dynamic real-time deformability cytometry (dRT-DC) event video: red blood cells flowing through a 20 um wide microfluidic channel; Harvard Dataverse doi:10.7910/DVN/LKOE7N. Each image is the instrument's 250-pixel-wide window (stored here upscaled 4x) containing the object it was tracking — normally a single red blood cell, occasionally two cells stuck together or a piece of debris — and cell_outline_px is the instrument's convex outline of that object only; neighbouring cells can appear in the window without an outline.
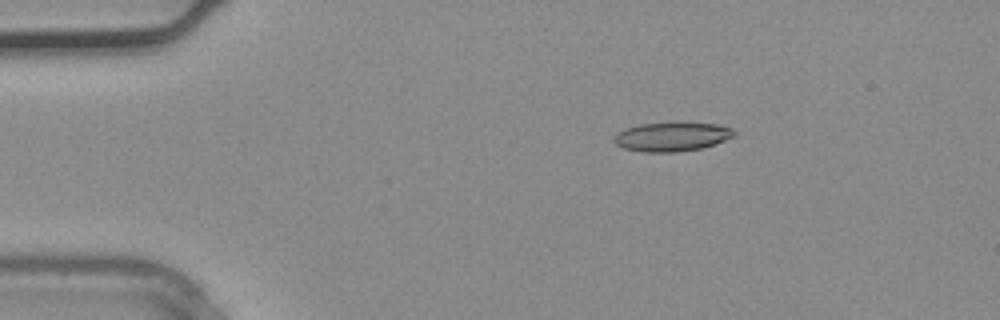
{"species": "common noctule bat (a hibernating species)", "species_latin": "Nyctalus noctula", "temperature_condition": "warm", "stored_images_in_passage": 2, "camera_frame_rate_fps": 3000, "um_per_image_px": 0.085, "animal": {"sex": "male", "body_mass_g": 20.4}, "frame": {"image": 1, "passage_image": 1, "time_ms": 0.0, "image_size_px": [1000, 320], "cell_outline_px": [[736, 136], [716, 144], [700, 148], [676, 152], [644, 152], [624, 148], [616, 144], [612, 140], [620, 132], [628, 128], [640, 124], [716, 124], [732, 128], [736, 132]], "centroid_in_image_um": [57.16, 11.65], "position_along_channel_um": 27.8, "area_um2": 19.77}}